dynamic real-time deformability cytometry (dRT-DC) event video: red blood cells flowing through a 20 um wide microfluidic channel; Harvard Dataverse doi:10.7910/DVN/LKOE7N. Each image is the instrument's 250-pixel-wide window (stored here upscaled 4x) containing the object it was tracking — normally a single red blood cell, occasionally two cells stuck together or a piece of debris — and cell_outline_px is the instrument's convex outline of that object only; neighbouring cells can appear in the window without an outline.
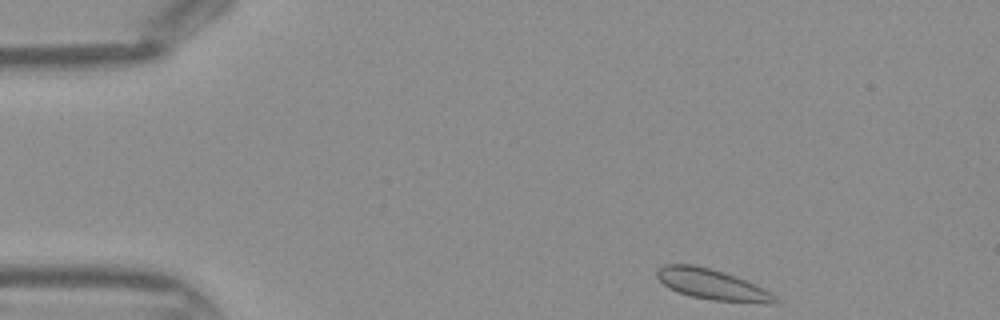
{"species": "Egyptian fruit bat (a non-hibernating species)", "species_latin": "Rousettus aegyptiacus", "temperature_condition": "warm", "stored_images_in_passage": 40, "segment_of_instrument_passage": [1, 2], "camera_frame_rate_fps": 3000, "um_per_image_px": 0.085, "frame": {"image": 1, "passage_image": 1, "time_ms": 0.0, "image_size_px": [1000, 320], "cell_outline_px": [[780, 300], [776, 304], [768, 304], [712, 300], [692, 296], [668, 288], [656, 276], [656, 272], [664, 264], [692, 264], [708, 268], [744, 280], [764, 288], [776, 296]], "centroid_in_image_um": [60.56, 24.2], "position_along_channel_um": 24.4, "area_um2": 20.75}}
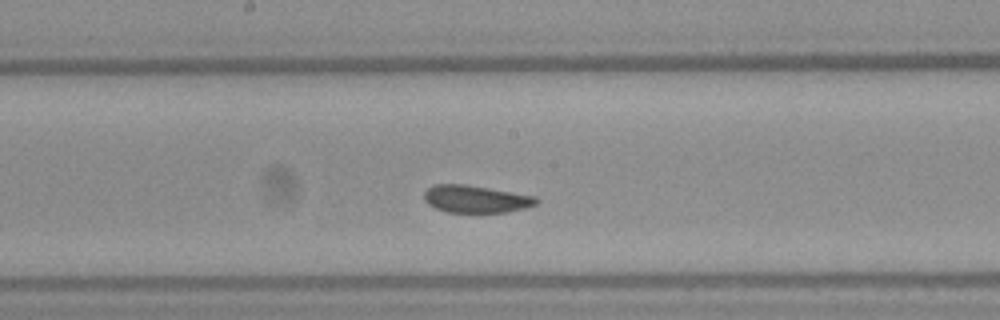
{"frame": {"image": 2, "passage_image": 18, "time_ms": 5.667, "image_size_px": [1000, 320], "cell_outline_px": [[540, 200], [536, 204], [524, 208], [504, 212], [444, 212], [428, 204], [424, 200], [424, 192], [428, 188], [436, 184], [464, 184], [536, 196]], "centroid_in_image_um": [40.43, 16.91], "position_along_channel_um": 207.8, "area_um2": 17.8}}
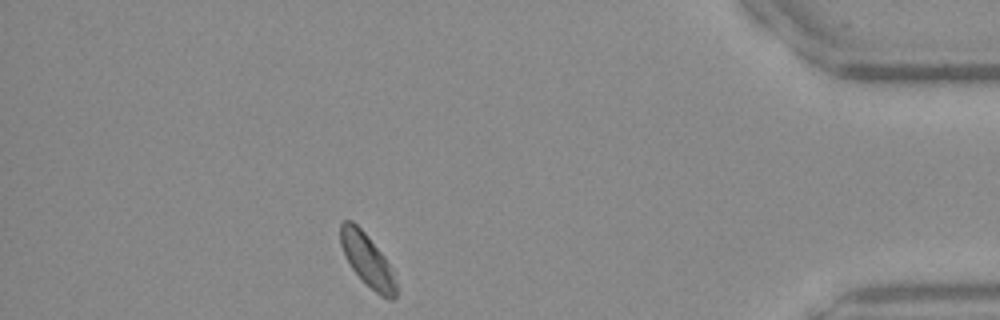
{"frame": {"image": 3, "passage_image": 34, "time_ms": 11.0, "image_size_px": [1000, 320], "cell_outline_px": [[396, 296], [392, 300], [388, 300], [380, 296], [352, 268], [340, 244], [340, 224], [344, 220], [352, 220], [368, 236], [384, 256], [388, 264], [396, 284]], "centroid_in_image_um": [31.21, 22.08], "position_along_channel_um": 404.0, "area_um2": 16.47}}